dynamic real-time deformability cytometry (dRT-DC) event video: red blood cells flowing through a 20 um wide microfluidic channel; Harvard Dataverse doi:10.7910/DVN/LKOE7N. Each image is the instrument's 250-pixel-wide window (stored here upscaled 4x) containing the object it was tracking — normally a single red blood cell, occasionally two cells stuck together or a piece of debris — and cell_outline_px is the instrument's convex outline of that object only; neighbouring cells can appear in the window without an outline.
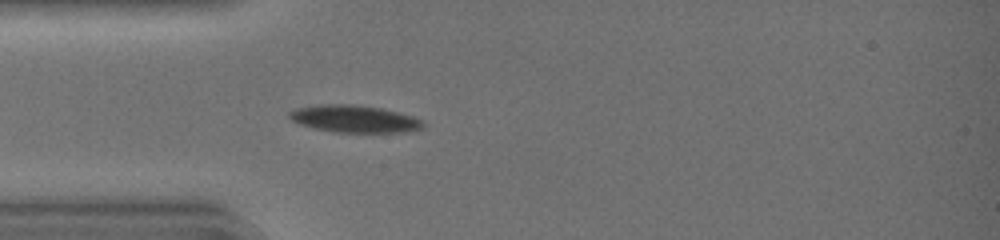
{"species": "common noctule bat (a hibernating species)", "species_latin": "Nyctalus noctula", "temperature_condition": "warm", "stored_images_in_passage": 31, "camera_frame_rate_fps": 3000, "um_per_image_px": 0.085, "animal": {"sex": "female", "body_mass_g": 19.0, "forearm_length_mm": 51.5}, "frame": {"image": 1, "passage_image": 1, "time_ms": 0.0, "image_size_px": [1000, 240], "cell_outline_px": [[424, 128], [408, 132], [332, 132], [312, 128], [300, 124], [292, 120], [288, 116], [288, 112], [296, 108], [320, 104], [352, 104], [380, 108], [412, 116], [424, 120]], "centroid_in_image_um": [30.12, 10.11], "position_along_channel_um": 54.9, "area_um2": 21.33}}
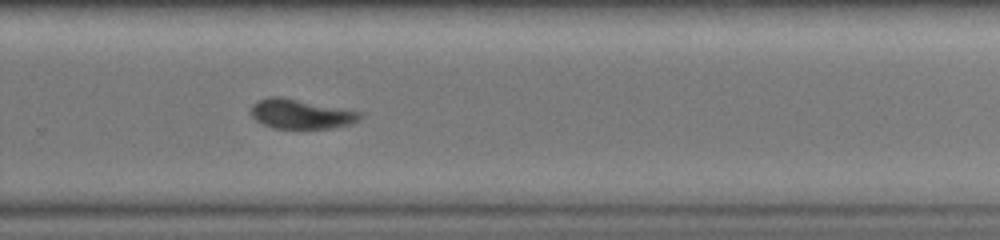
{"frame": {"image": 2, "passage_image": 18, "time_ms": 5.667, "image_size_px": [1000, 240], "cell_outline_px": [[364, 116], [360, 120], [348, 124], [332, 128], [272, 128], [256, 120], [252, 116], [252, 104], [256, 100], [268, 96], [280, 96], [360, 112]], "centroid_in_image_um": [25.55, 9.68], "position_along_channel_um": 304.3, "area_um2": 18.61}}
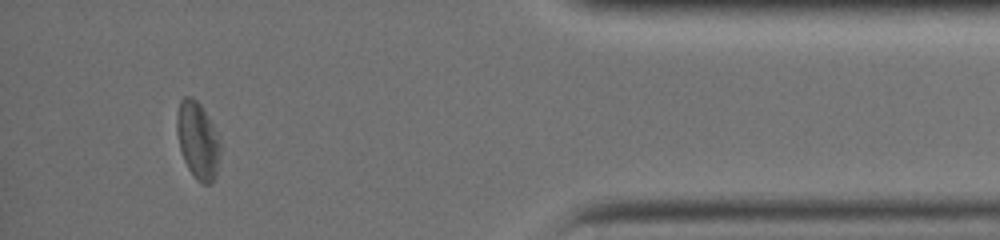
{"frame": {"image": 3, "passage_image": 28, "time_ms": 9.0, "image_size_px": [1000, 240], "cell_outline_px": [[220, 152], [216, 176], [208, 184], [200, 184], [196, 180], [188, 168], [184, 160], [180, 148], [176, 132], [176, 116], [180, 100], [184, 96], [192, 96], [200, 104], [212, 124], [220, 140]], "centroid_in_image_um": [16.79, 11.93], "position_along_channel_um": 418.4, "area_um2": 19.54}, "authors_computed_cell_mechanics": {"area_um2": 20.23, "velocity_mm_per_s": 4.4738, "shape_relaxation_time_tau1_ms": 3.5199, "shape_relaxation_time_tau2_ms": 8.1551, "deformation_change_tau1": 0.1347, "deformation_change_tau2": 0.1543}}